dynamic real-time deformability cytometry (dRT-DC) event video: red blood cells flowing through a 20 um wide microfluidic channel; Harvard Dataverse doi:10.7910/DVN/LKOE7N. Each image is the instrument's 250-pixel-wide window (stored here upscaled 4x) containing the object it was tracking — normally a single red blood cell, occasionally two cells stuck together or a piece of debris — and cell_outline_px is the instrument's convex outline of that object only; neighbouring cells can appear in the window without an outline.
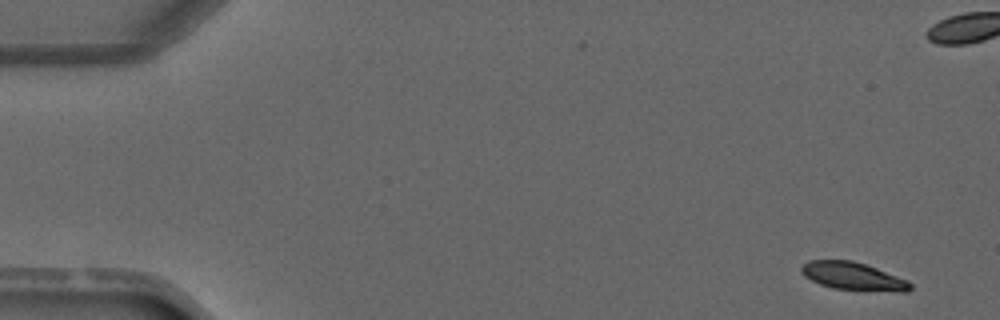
{"species": "common noctule bat (a hibernating species)", "species_latin": "Nyctalus noctula", "temperature_condition": "warm", "stored_images_in_passage": 4, "segment_of_instrument_passage": [2, 2], "camera_frame_rate_fps": 3000, "um_per_image_px": 0.085, "animal": {"sex": "male", "forearm_length_mm": 52.5}, "frame": {"image": 1, "passage_image": 4, "time_ms": 4.333, "image_size_px": [1000, 320], "cell_outline_px": [[912, 288], [908, 292], [900, 292], [832, 288], [820, 284], [804, 276], [800, 272], [800, 268], [808, 260], [852, 260], [868, 264], [908, 280], [912, 284]], "centroid_in_image_um": [72.54, 23.47], "position_along_channel_um": 12.5, "area_um2": 17.86}}